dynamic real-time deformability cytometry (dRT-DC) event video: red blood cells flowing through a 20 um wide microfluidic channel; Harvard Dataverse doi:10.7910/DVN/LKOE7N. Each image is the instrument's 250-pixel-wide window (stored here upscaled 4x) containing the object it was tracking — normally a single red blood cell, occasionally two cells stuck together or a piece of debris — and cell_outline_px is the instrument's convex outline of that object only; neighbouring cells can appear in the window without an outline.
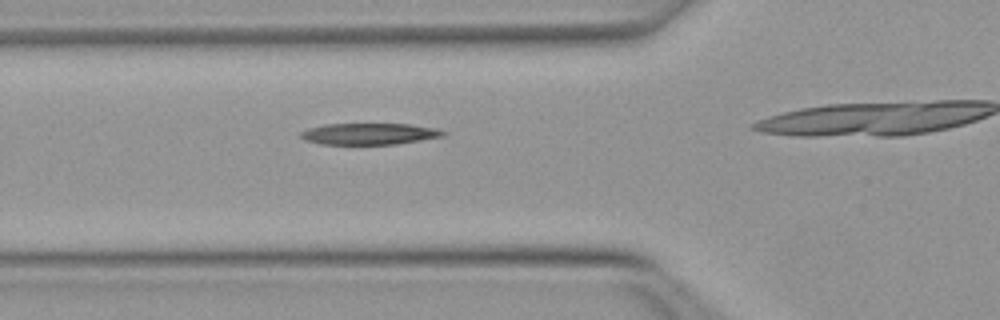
{"species": "Egyptian fruit bat (a non-hibernating species)", "species_latin": "Rousettus aegyptiacus", "temperature_condition": "warm", "stored_images_in_passage": 35, "camera_frame_rate_fps": 3000, "um_per_image_px": 0.085, "animal": {"sex": "female"}, "frame": {"image": 1, "passage_image": 13, "time_ms": 4.0, "image_size_px": [1000, 320], "cell_outline_px": [[448, 132], [444, 136], [396, 144], [320, 144], [304, 140], [300, 136], [300, 132], [308, 128], [324, 124], [412, 124], [436, 128]], "centroid_in_image_um": [31.39, 11.37], "position_along_channel_um": 94.4, "area_um2": 17.86}}
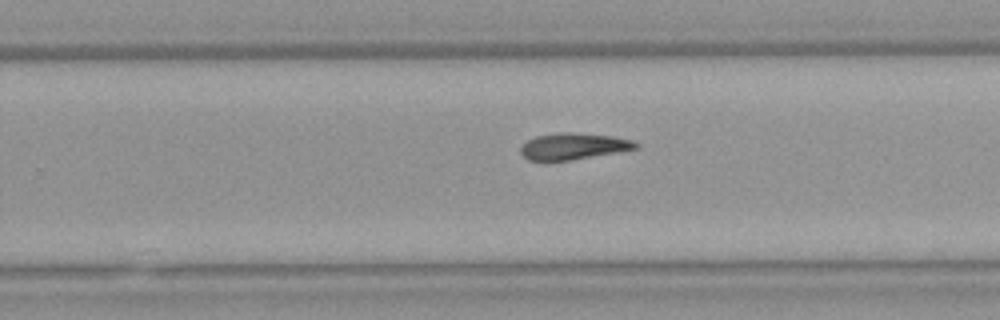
{"frame": {"image": 2, "passage_image": 27, "time_ms": 8.667, "image_size_px": [1000, 320], "cell_outline_px": [[640, 148], [620, 152], [572, 160], [528, 160], [520, 152], [520, 148], [528, 140], [536, 136], [556, 132], [572, 132], [612, 136], [632, 140], [640, 144]], "centroid_in_image_um": [48.79, 12.43], "position_along_channel_um": 281.0, "area_um2": 17.86}}
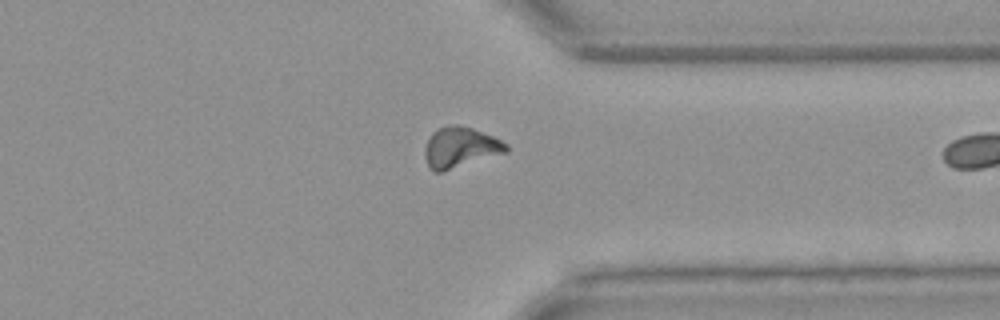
{"frame": {"image": 3, "passage_image": 34, "time_ms": 11.0, "image_size_px": [1000, 320], "cell_outline_px": [[508, 152], [440, 172], [436, 172], [428, 164], [424, 156], [424, 148], [432, 132], [440, 128], [452, 124], [456, 124], [472, 128], [492, 136], [508, 144]], "centroid_in_image_um": [39.13, 12.52], "position_along_channel_um": 372.3, "area_um2": 18.96}}